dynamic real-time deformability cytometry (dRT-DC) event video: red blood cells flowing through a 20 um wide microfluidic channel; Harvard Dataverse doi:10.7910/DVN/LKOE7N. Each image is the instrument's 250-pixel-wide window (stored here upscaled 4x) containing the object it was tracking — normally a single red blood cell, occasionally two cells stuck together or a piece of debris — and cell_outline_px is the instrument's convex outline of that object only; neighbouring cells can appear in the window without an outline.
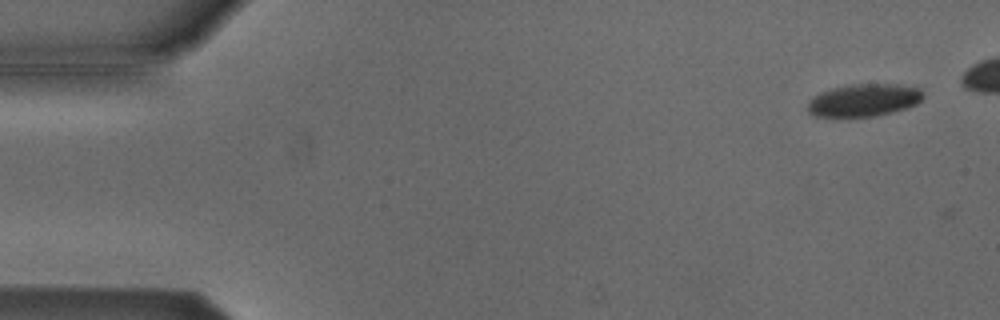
{"species": "Egyptian fruit bat (a non-hibernating species)", "species_latin": "Rousettus aegyptiacus", "temperature_condition": "cold", "stored_images_in_passage": 6, "camera_frame_rate_fps": 3000, "um_per_image_px": 0.085, "animal": {"sex": "male"}, "frame": {"image": 1, "passage_image": 1, "time_ms": 0.0, "image_size_px": [1000, 320], "cell_outline_px": [[924, 96], [916, 104], [892, 112], [876, 116], [836, 120], [816, 116], [808, 112], [808, 104], [812, 96], [820, 92], [832, 88], [852, 84], [896, 84], [920, 88], [924, 92]], "centroid_in_image_um": [73.36, 8.56], "position_along_channel_um": 11.6, "area_um2": 22.66}}
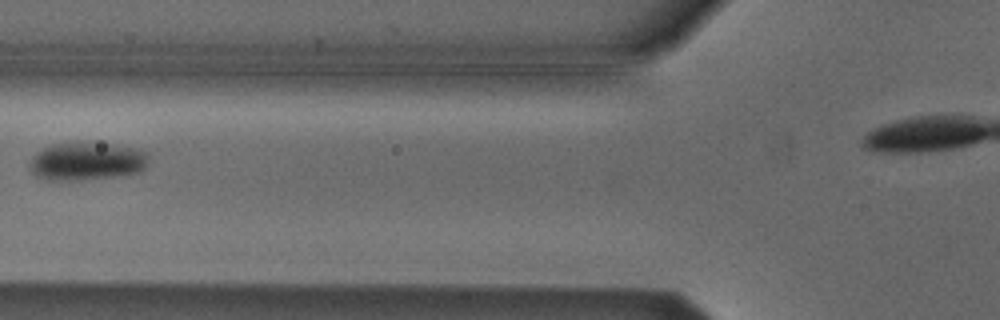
{"frame": {"image": 2, "passage_image": 6, "time_ms": 1.667, "image_size_px": [1000, 320], "cell_outline_px": [[148, 164], [140, 172], [120, 176], [76, 180], [48, 180], [36, 176], [32, 172], [28, 164], [28, 160], [36, 152], [48, 144], [80, 140], [112, 144], [136, 148], [148, 152]], "centroid_in_image_um": [7.34, 13.67], "position_along_channel_um": 118.5, "area_um2": 27.34}}